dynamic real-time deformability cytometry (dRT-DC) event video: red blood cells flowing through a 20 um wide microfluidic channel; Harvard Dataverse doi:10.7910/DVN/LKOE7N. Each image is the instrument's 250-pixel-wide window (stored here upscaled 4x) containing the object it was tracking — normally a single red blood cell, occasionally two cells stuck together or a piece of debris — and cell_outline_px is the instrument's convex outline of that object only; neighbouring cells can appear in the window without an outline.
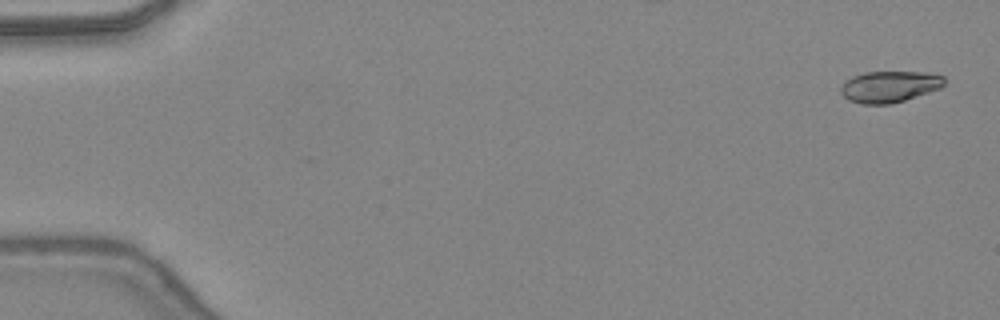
{"species": "common noctule bat (a hibernating species)", "species_latin": "Nyctalus noctula", "temperature_condition": "warm", "stored_images_in_passage": 9, "camera_frame_rate_fps": 3000, "um_per_image_px": 0.085, "animal": {"sex": "female", "body_mass_g": 24.6, "forearm_length_mm": 56.2}, "frame": {"image": 1, "passage_image": 2, "time_ms": 0.333, "image_size_px": [1000, 320], "cell_outline_px": [[944, 84], [940, 88], [892, 104], [860, 104], [848, 100], [840, 92], [840, 88], [844, 80], [852, 76], [864, 72], [928, 72], [944, 76]], "centroid_in_image_um": [75.56, 7.36], "position_along_channel_um": 9.4, "area_um2": 19.02}}